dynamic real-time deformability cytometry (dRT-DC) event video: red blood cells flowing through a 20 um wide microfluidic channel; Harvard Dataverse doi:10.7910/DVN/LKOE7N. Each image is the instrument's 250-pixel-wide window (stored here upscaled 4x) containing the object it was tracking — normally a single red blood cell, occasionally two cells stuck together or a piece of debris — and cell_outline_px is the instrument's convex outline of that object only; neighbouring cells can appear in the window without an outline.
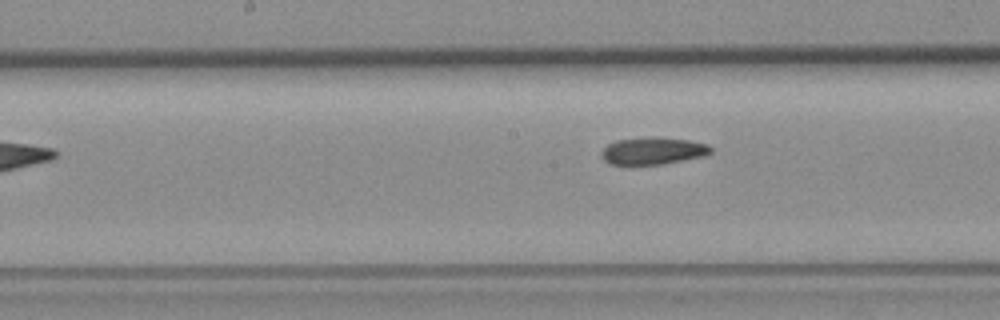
{"species": "common noctule bat (a hibernating species)", "species_latin": "Nyctalus noctula", "temperature_condition": "room temperature", "stored_images_in_passage": 6, "camera_frame_rate_fps": 3000, "um_per_image_px": 0.085, "animal": {"sex": "female", "body_mass_g": 19.3, "forearm_length_mm": 54.1}, "frame": {"image": 1, "passage_image": 6, "time_ms": 6.0, "image_size_px": [1000, 320], "cell_outline_px": [[712, 152], [704, 156], [660, 164], [628, 168], [612, 164], [604, 160], [600, 156], [600, 152], [608, 144], [616, 140], [652, 136], [656, 136], [688, 140], [708, 144], [712, 148]], "centroid_in_image_um": [55.43, 12.85], "position_along_channel_um": 192.8, "area_um2": 18.03}}